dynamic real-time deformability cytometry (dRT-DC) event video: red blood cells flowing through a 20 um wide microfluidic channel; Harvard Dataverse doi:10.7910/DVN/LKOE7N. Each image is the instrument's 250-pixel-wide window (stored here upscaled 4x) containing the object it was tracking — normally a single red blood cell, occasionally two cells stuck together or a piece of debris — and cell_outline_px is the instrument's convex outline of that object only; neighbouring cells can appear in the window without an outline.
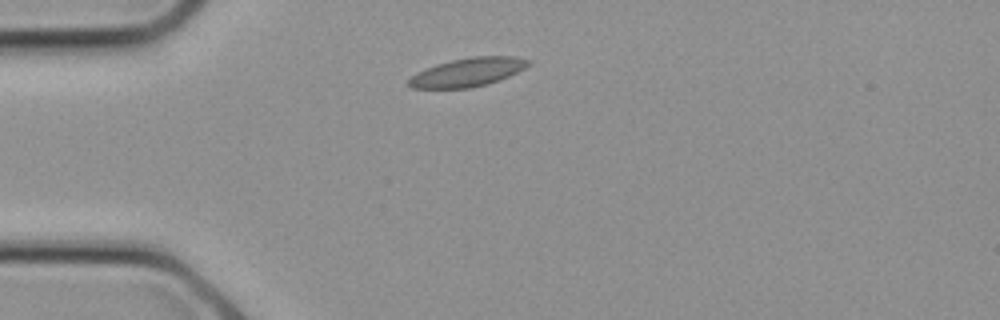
{"species": "common noctule bat (a hibernating species)", "species_latin": "Nyctalus noctula", "temperature_condition": "cold", "stored_images_in_passage": 7, "camera_frame_rate_fps": 3000, "um_per_image_px": 0.085, "animal": {"sex": "female", "body_mass_g": 21.9}, "frame": {"image": 1, "passage_image": 1, "time_ms": 0.0, "image_size_px": [1000, 320], "cell_outline_px": [[532, 64], [500, 80], [488, 84], [468, 88], [412, 88], [408, 84], [408, 80], [416, 72], [436, 64], [452, 60], [472, 56], [516, 56], [532, 60]], "centroid_in_image_um": [39.79, 6.13], "position_along_channel_um": 45.2, "area_um2": 20.0}}
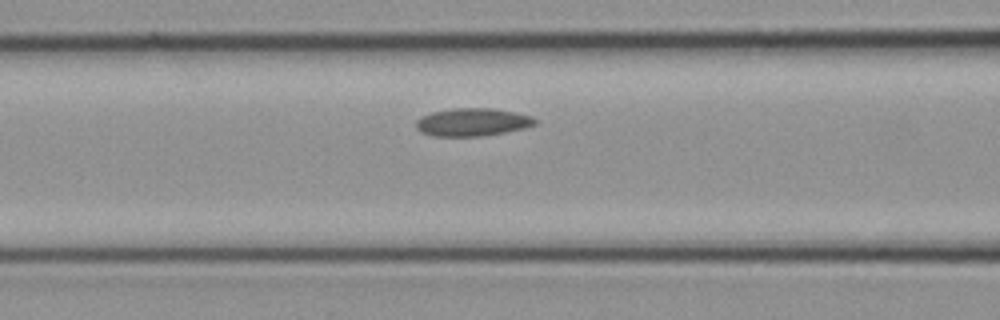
{"frame": {"image": 2, "passage_image": 5, "time_ms": 1.333, "image_size_px": [1000, 320], "cell_outline_px": [[536, 124], [524, 128], [504, 132], [480, 136], [432, 136], [420, 132], [416, 128], [416, 120], [420, 116], [432, 112], [456, 108], [492, 108], [516, 112], [532, 116], [536, 120]], "centroid_in_image_um": [40.13, 10.38], "position_along_channel_um": 126.5, "area_um2": 19.36}}
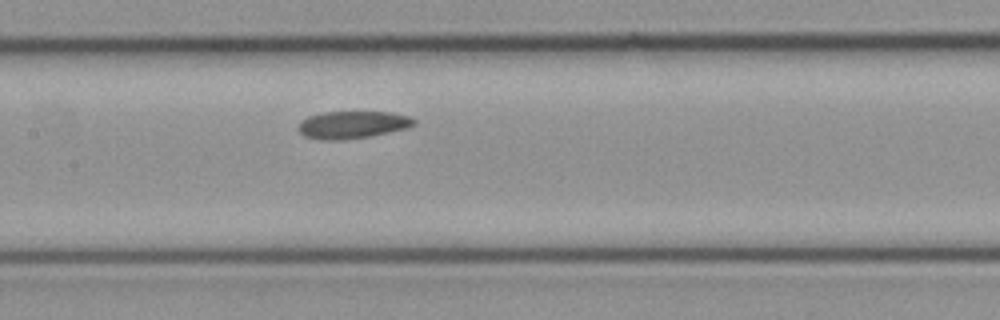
{"frame": {"image": 3, "passage_image": 7, "time_ms": 2.0, "image_size_px": [1000, 320], "cell_outline_px": [[416, 124], [408, 128], [372, 136], [340, 140], [320, 140], [304, 136], [300, 132], [300, 120], [308, 116], [324, 112], [392, 112], [408, 116], [416, 120]], "centroid_in_image_um": [29.98, 10.6], "position_along_channel_um": 177.4, "area_um2": 18.55}}